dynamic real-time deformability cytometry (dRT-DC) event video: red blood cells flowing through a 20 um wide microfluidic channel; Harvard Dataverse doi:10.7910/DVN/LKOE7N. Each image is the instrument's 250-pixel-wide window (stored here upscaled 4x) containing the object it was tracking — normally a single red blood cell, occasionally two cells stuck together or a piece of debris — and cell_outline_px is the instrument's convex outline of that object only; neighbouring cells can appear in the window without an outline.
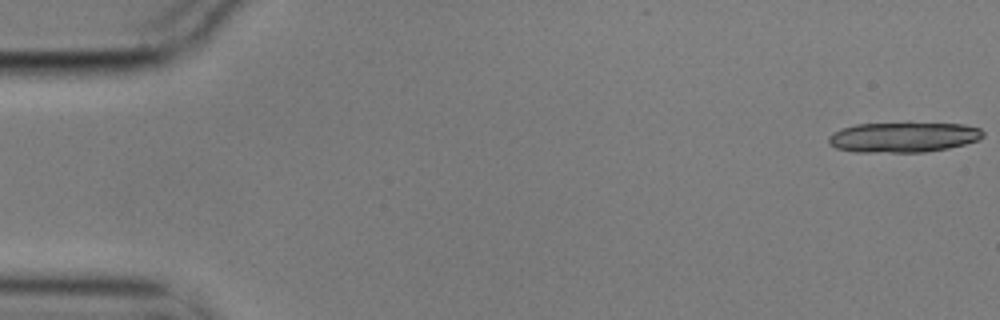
{"species": "common noctule bat (a hibernating species)", "species_latin": "Nyctalus noctula", "temperature_condition": "cold", "stored_images_in_passage": 7, "camera_frame_rate_fps": 3000, "um_per_image_px": 0.085, "animal": {"sex": "male", "body_mass_g": 17.9}, "frame": {"image": 1, "passage_image": 1, "time_ms": 0.0, "image_size_px": [1000, 320], "cell_outline_px": [[984, 136], [980, 140], [948, 148], [924, 152], [852, 152], [836, 148], [828, 144], [828, 136], [832, 132], [840, 128], [856, 124], [908, 120], [964, 124], [980, 128], [984, 132]], "centroid_in_image_um": [76.78, 11.61], "position_along_channel_um": 8.2, "area_um2": 28.67}}
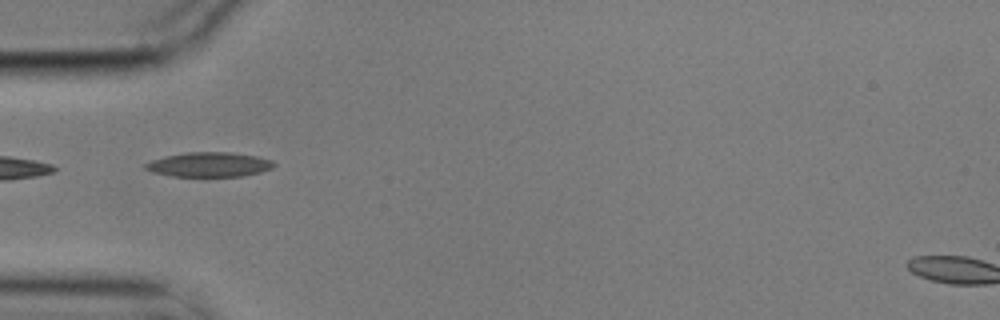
{"frame": {"image": 2, "passage_image": 6, "time_ms": 1.667, "image_size_px": [1000, 320], "cell_outline_px": [[276, 164], [272, 168], [260, 172], [244, 176], [172, 176], [152, 172], [144, 168], [144, 164], [152, 160], [164, 156], [188, 152], [232, 152], [256, 156], [272, 160]], "centroid_in_image_um": [17.78, 13.98], "position_along_channel_um": 67.2, "area_um2": 18.44}}